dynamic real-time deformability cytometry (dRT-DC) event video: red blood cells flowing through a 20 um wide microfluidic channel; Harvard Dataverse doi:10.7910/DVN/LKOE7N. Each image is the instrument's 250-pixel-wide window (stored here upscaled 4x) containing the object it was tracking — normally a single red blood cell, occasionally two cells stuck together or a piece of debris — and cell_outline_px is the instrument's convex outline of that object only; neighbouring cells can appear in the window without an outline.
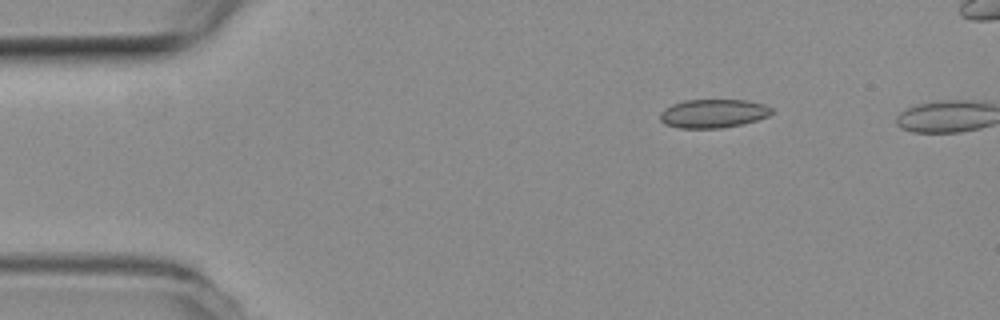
{"species": "common noctule bat (a hibernating species)", "species_latin": "Nyctalus noctula", "temperature_condition": "room temperature", "stored_images_in_passage": 4, "camera_frame_rate_fps": 3000, "um_per_image_px": 0.085, "animal": {"sex": "female", "body_mass_g": 19.3, "forearm_length_mm": 54.1}, "frame": {"image": 1, "passage_image": 1, "time_ms": 0.0, "image_size_px": [1000, 320], "cell_outline_px": [[772, 112], [768, 116], [756, 120], [740, 124], [720, 128], [680, 128], [664, 124], [660, 120], [660, 112], [664, 108], [672, 104], [684, 100], [748, 100], [764, 104], [772, 108]], "centroid_in_image_um": [60.59, 9.64], "position_along_channel_um": 24.4, "area_um2": 18.61}}